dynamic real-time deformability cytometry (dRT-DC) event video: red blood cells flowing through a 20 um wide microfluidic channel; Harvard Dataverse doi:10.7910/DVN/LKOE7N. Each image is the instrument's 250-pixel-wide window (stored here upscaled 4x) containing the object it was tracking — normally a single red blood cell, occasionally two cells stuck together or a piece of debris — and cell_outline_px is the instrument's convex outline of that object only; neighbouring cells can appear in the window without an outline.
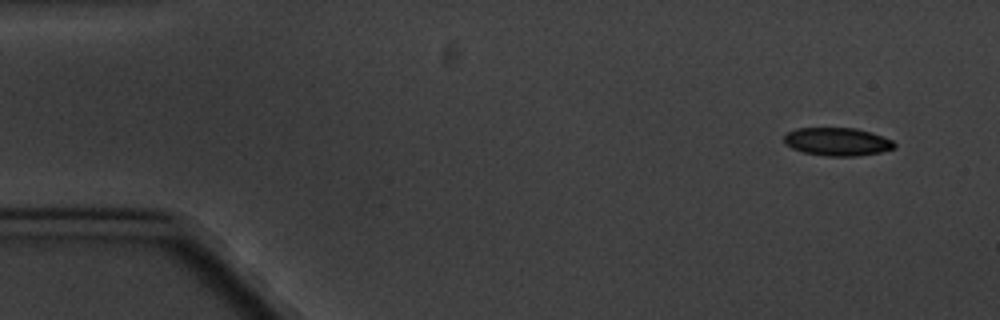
{"species": "common noctule bat (a hibernating species)", "species_latin": "Nyctalus noctula", "temperature_condition": "cold", "stored_images_in_passage": 6, "camera_frame_rate_fps": 3000, "um_per_image_px": 0.085, "animal": {"sex": "male", "body_mass_g": 20.1, "forearm_length_mm": 53.5}, "frame": {"image": 1, "passage_image": 1, "time_ms": 0.0, "image_size_px": [1000, 320], "cell_outline_px": [[896, 148], [880, 152], [856, 156], [828, 156], [804, 152], [792, 148], [784, 144], [784, 136], [788, 132], [796, 128], [856, 128], [892, 140], [896, 144]], "centroid_in_image_um": [71.15, 12.04], "position_along_channel_um": 13.8, "area_um2": 17.92}}
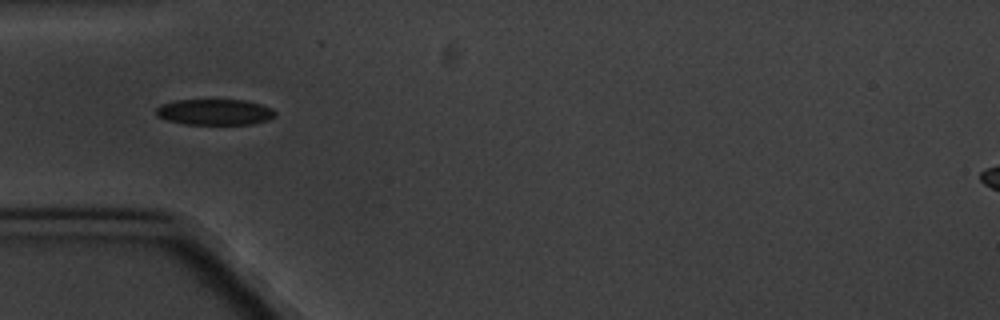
{"frame": {"image": 2, "passage_image": 5, "time_ms": 4.667, "image_size_px": [1000, 320], "cell_outline_px": [[276, 116], [268, 120], [252, 124], [184, 124], [168, 120], [156, 116], [156, 108], [160, 104], [176, 100], [244, 100], [260, 104], [272, 108], [276, 112]], "centroid_in_image_um": [18.25, 9.52], "position_along_channel_um": 66.7, "area_um2": 18.03}}